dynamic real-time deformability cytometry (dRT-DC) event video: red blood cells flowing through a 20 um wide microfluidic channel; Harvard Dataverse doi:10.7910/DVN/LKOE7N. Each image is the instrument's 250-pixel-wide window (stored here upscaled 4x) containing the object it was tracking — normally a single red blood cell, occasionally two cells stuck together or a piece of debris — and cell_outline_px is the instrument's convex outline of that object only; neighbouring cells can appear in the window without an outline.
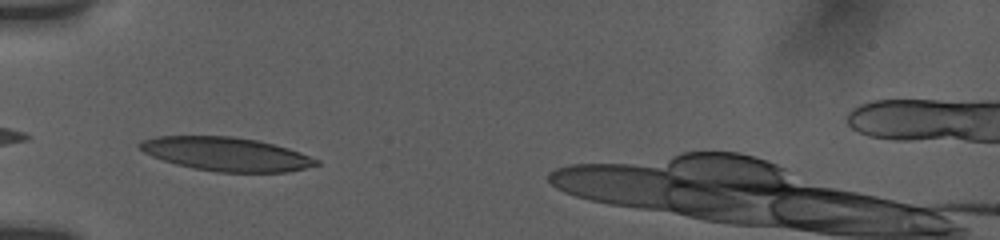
{"species": "human", "species_latin": "Homo sapiens", "temperature_condition": "room temperature", "stored_images_in_passage": 20, "camera_frame_rate_fps": 3000, "um_per_image_px": 0.085, "donor": {"sex": "female"}, "frame": {"image": 1, "passage_image": 1, "time_ms": 0.0, "image_size_px": [1000, 240], "cell_outline_px": [[320, 164], [288, 172], [216, 172], [176, 164], [152, 156], [144, 152], [136, 144], [140, 140], [156, 136], [232, 136], [256, 140], [288, 148], [300, 152], [320, 160]], "centroid_in_image_um": [19.22, 13.09], "position_along_channel_um": 65.8, "area_um2": 34.56}}
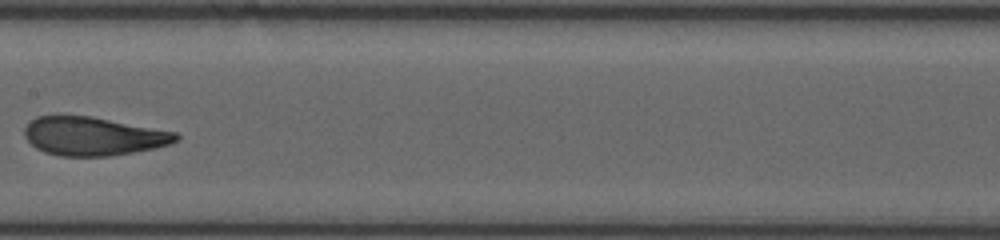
{"frame": {"image": 2, "passage_image": 8, "time_ms": 3.667, "image_size_px": [1000, 240], "cell_outline_px": [[180, 140], [172, 144], [156, 148], [108, 156], [60, 156], [44, 152], [36, 148], [24, 136], [24, 128], [36, 116], [92, 116], [176, 132], [180, 136]], "centroid_in_image_um": [7.95, 11.58], "position_along_channel_um": 199.4, "area_um2": 34.04}}
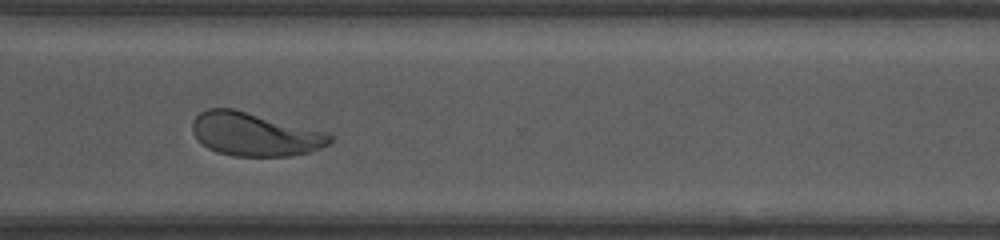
{"frame": {"image": 3, "passage_image": 16, "time_ms": 7.667, "image_size_px": [1000, 240], "cell_outline_px": [[332, 140], [328, 144], [320, 148], [308, 152], [292, 156], [232, 156], [216, 152], [208, 148], [192, 132], [192, 120], [200, 112], [208, 108], [232, 108], [328, 132], [332, 136]], "centroid_in_image_um": [21.65, 11.41], "position_along_channel_um": 348.9, "area_um2": 34.74}, "authors_computed_cell_mechanics": {"area_um2": 34.7378, "velocity_mm_per_s": 3.7481, "shape_relaxation_time_tau1_ms": 4.3052, "shape_relaxation_time_tau2_ms": 0.7905, "deformation_change_tau1": 0.1583, "deformation_change_tau2": 0.0614}}